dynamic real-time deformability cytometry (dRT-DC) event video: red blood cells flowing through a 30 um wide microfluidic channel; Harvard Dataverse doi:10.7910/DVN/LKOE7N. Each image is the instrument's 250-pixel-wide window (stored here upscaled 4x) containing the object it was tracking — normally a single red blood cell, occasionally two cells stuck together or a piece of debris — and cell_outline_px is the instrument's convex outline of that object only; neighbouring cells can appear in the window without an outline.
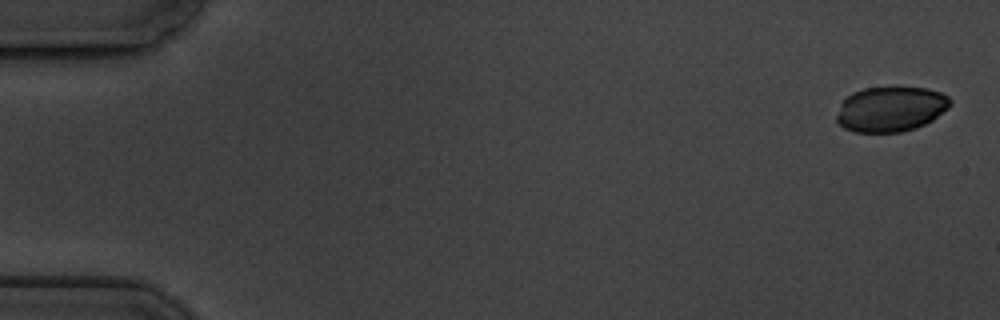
{"species": "common noctule bat (a hibernating species)", "species_latin": "Nyctalus noctula", "temperature_condition": "cold", "stored_images_in_passage": 8, "camera_frame_rate_fps": 3000, "um_per_image_px": 0.085, "animal": {"sex": "male", "body_mass_g": 19.5, "forearm_length_mm": 54.6}, "frame": {"image": 1, "passage_image": 1, "time_ms": 0.0, "image_size_px": [1000, 320], "cell_outline_px": [[952, 104], [948, 108], [932, 120], [916, 128], [900, 132], [852, 132], [844, 128], [836, 120], [836, 116], [840, 104], [852, 92], [864, 88], [928, 88], [940, 92], [948, 96], [952, 100]], "centroid_in_image_um": [75.71, 9.28], "position_along_channel_um": 9.3, "area_um2": 29.82}}